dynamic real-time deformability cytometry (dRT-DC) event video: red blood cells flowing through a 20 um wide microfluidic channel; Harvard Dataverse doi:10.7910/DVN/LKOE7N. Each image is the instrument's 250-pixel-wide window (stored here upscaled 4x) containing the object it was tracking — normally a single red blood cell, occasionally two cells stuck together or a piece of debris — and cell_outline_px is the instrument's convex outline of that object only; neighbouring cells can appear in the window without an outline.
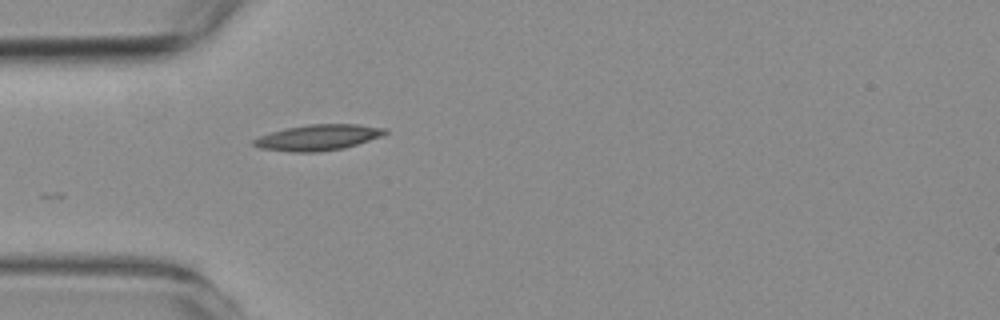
{"species": "common noctule bat (a hibernating species)", "species_latin": "Nyctalus noctula", "temperature_condition": "room temperature", "stored_images_in_passage": 8, "camera_frame_rate_fps": 3000, "um_per_image_px": 0.085, "animal": {"sex": "female", "body_mass_g": 19.3, "forearm_length_mm": 54.1}, "frame": {"image": 1, "passage_image": 1, "time_ms": 0.0, "image_size_px": [1000, 320], "cell_outline_px": [[388, 132], [384, 136], [344, 148], [320, 152], [292, 152], [260, 148], [252, 144], [252, 140], [260, 136], [284, 128], [308, 124], [356, 124], [388, 128]], "centroid_in_image_um": [27.08, 11.68], "position_along_channel_um": 57.9, "area_um2": 19.94}}
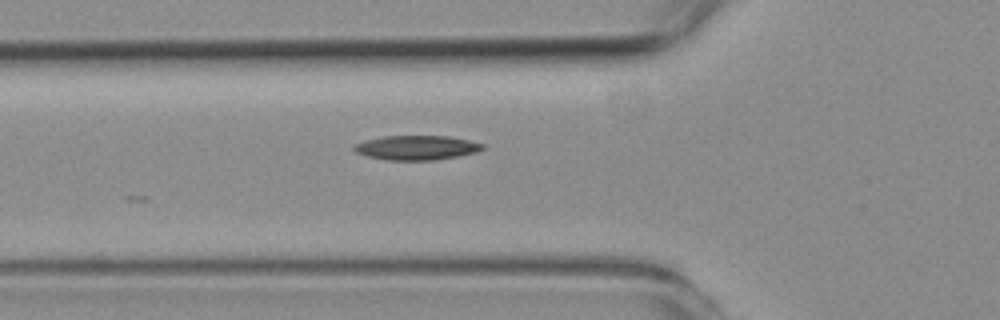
{"frame": {"image": 2, "passage_image": 4, "time_ms": 1.0, "image_size_px": [1000, 320], "cell_outline_px": [[484, 148], [476, 152], [436, 160], [388, 160], [368, 156], [356, 152], [352, 148], [356, 144], [364, 140], [380, 136], [448, 136], [468, 140], [484, 144]], "centroid_in_image_um": [35.39, 12.54], "position_along_channel_um": 90.4, "area_um2": 18.21}}
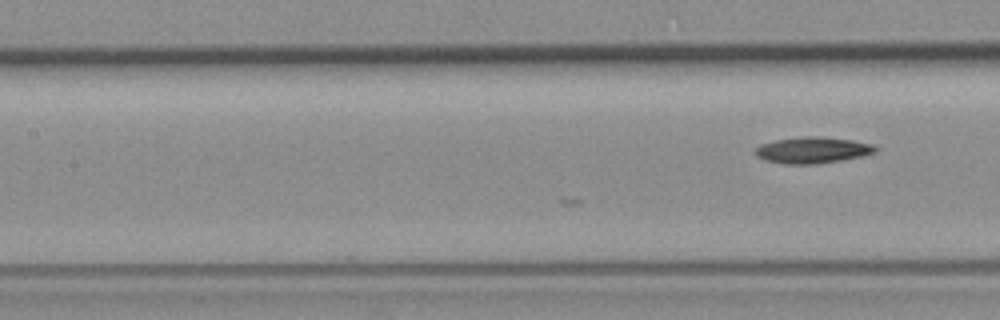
{"frame": {"image": 3, "passage_image": 8, "time_ms": 2.333, "image_size_px": [1000, 320], "cell_outline_px": [[876, 152], [864, 156], [816, 164], [784, 164], [764, 160], [756, 156], [756, 148], [760, 144], [776, 140], [800, 136], [820, 136], [852, 140], [872, 144], [876, 148]], "centroid_in_image_um": [69.05, 12.76], "position_along_channel_um": 138.3, "area_um2": 18.44}}